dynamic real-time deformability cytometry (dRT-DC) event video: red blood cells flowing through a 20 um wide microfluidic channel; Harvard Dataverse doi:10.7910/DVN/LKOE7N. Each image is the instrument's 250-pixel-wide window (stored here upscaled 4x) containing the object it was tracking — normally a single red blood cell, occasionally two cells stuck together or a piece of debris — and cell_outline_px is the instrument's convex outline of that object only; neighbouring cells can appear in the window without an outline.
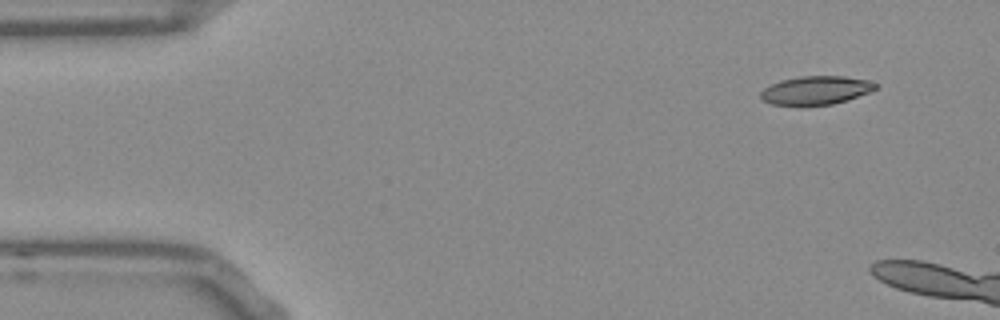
{"species": "Egyptian fruit bat (a non-hibernating species)", "species_latin": "Rousettus aegyptiacus", "temperature_condition": "room temperature", "stored_images_in_passage": 6, "camera_frame_rate_fps": 3000, "um_per_image_px": 0.085, "frame": {"image": 1, "passage_image": 1, "time_ms": 0.0, "image_size_px": [1000, 320], "cell_outline_px": [[880, 84], [876, 88], [868, 92], [832, 104], [772, 104], [764, 100], [760, 96], [760, 92], [764, 88], [780, 80], [800, 76], [844, 76], [868, 80]], "centroid_in_image_um": [69.35, 7.64], "position_along_channel_um": 15.6, "area_um2": 18.61}}